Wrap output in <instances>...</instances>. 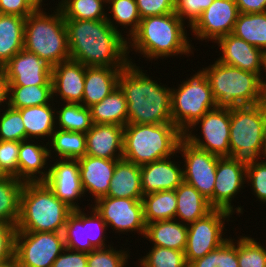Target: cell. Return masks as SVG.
<instances>
[{
	"label": "cell",
	"mask_w": 266,
	"mask_h": 267,
	"mask_svg": "<svg viewBox=\"0 0 266 267\" xmlns=\"http://www.w3.org/2000/svg\"><path fill=\"white\" fill-rule=\"evenodd\" d=\"M70 59L87 67H126L127 37L105 20H65Z\"/></svg>",
	"instance_id": "cell-1"
},
{
	"label": "cell",
	"mask_w": 266,
	"mask_h": 267,
	"mask_svg": "<svg viewBox=\"0 0 266 267\" xmlns=\"http://www.w3.org/2000/svg\"><path fill=\"white\" fill-rule=\"evenodd\" d=\"M118 86L127 101L128 123H173L171 87L158 84L140 66L129 63L121 70Z\"/></svg>",
	"instance_id": "cell-2"
},
{
	"label": "cell",
	"mask_w": 266,
	"mask_h": 267,
	"mask_svg": "<svg viewBox=\"0 0 266 267\" xmlns=\"http://www.w3.org/2000/svg\"><path fill=\"white\" fill-rule=\"evenodd\" d=\"M185 24L175 13L142 18L137 31L127 40L129 62L133 63L130 51L149 61L193 54Z\"/></svg>",
	"instance_id": "cell-3"
},
{
	"label": "cell",
	"mask_w": 266,
	"mask_h": 267,
	"mask_svg": "<svg viewBox=\"0 0 266 267\" xmlns=\"http://www.w3.org/2000/svg\"><path fill=\"white\" fill-rule=\"evenodd\" d=\"M73 212L57 198L44 181L25 182L20 195L17 231L63 232Z\"/></svg>",
	"instance_id": "cell-4"
},
{
	"label": "cell",
	"mask_w": 266,
	"mask_h": 267,
	"mask_svg": "<svg viewBox=\"0 0 266 267\" xmlns=\"http://www.w3.org/2000/svg\"><path fill=\"white\" fill-rule=\"evenodd\" d=\"M200 70L209 81L216 108L231 110L263 102L264 90L258 74L223 64L217 59Z\"/></svg>",
	"instance_id": "cell-5"
},
{
	"label": "cell",
	"mask_w": 266,
	"mask_h": 267,
	"mask_svg": "<svg viewBox=\"0 0 266 267\" xmlns=\"http://www.w3.org/2000/svg\"><path fill=\"white\" fill-rule=\"evenodd\" d=\"M183 133L173 123L124 126L123 159L144 165L173 156Z\"/></svg>",
	"instance_id": "cell-6"
},
{
	"label": "cell",
	"mask_w": 266,
	"mask_h": 267,
	"mask_svg": "<svg viewBox=\"0 0 266 267\" xmlns=\"http://www.w3.org/2000/svg\"><path fill=\"white\" fill-rule=\"evenodd\" d=\"M55 7L51 14L45 12V8L36 9L25 18L24 27V49L51 67L70 59L65 19Z\"/></svg>",
	"instance_id": "cell-7"
},
{
	"label": "cell",
	"mask_w": 266,
	"mask_h": 267,
	"mask_svg": "<svg viewBox=\"0 0 266 267\" xmlns=\"http://www.w3.org/2000/svg\"><path fill=\"white\" fill-rule=\"evenodd\" d=\"M229 145L230 157L246 168L264 159L266 109L263 103L230 110Z\"/></svg>",
	"instance_id": "cell-8"
},
{
	"label": "cell",
	"mask_w": 266,
	"mask_h": 267,
	"mask_svg": "<svg viewBox=\"0 0 266 267\" xmlns=\"http://www.w3.org/2000/svg\"><path fill=\"white\" fill-rule=\"evenodd\" d=\"M177 88H171L172 122L184 134L209 110L216 108L206 75L198 70Z\"/></svg>",
	"instance_id": "cell-9"
},
{
	"label": "cell",
	"mask_w": 266,
	"mask_h": 267,
	"mask_svg": "<svg viewBox=\"0 0 266 267\" xmlns=\"http://www.w3.org/2000/svg\"><path fill=\"white\" fill-rule=\"evenodd\" d=\"M65 249L63 232H16L15 259L23 267H52Z\"/></svg>",
	"instance_id": "cell-10"
},
{
	"label": "cell",
	"mask_w": 266,
	"mask_h": 267,
	"mask_svg": "<svg viewBox=\"0 0 266 267\" xmlns=\"http://www.w3.org/2000/svg\"><path fill=\"white\" fill-rule=\"evenodd\" d=\"M232 213L223 209H212L204 217L188 224L185 259L191 262L202 258L221 246L228 238L224 237L225 221H230ZM231 216V217H230Z\"/></svg>",
	"instance_id": "cell-11"
},
{
	"label": "cell",
	"mask_w": 266,
	"mask_h": 267,
	"mask_svg": "<svg viewBox=\"0 0 266 267\" xmlns=\"http://www.w3.org/2000/svg\"><path fill=\"white\" fill-rule=\"evenodd\" d=\"M89 207L91 210L87 214L84 207L73 210L68 216L63 230L66 248L89 253L110 246L105 242L108 237L106 223L91 205Z\"/></svg>",
	"instance_id": "cell-12"
},
{
	"label": "cell",
	"mask_w": 266,
	"mask_h": 267,
	"mask_svg": "<svg viewBox=\"0 0 266 267\" xmlns=\"http://www.w3.org/2000/svg\"><path fill=\"white\" fill-rule=\"evenodd\" d=\"M197 126L202 138L192 132ZM229 137L230 110L221 108L209 110L183 134L193 146L219 157H230Z\"/></svg>",
	"instance_id": "cell-13"
},
{
	"label": "cell",
	"mask_w": 266,
	"mask_h": 267,
	"mask_svg": "<svg viewBox=\"0 0 266 267\" xmlns=\"http://www.w3.org/2000/svg\"><path fill=\"white\" fill-rule=\"evenodd\" d=\"M177 153L184 159V182L194 186L213 208V191L219 156L201 150L187 140L179 141Z\"/></svg>",
	"instance_id": "cell-14"
},
{
	"label": "cell",
	"mask_w": 266,
	"mask_h": 267,
	"mask_svg": "<svg viewBox=\"0 0 266 267\" xmlns=\"http://www.w3.org/2000/svg\"><path fill=\"white\" fill-rule=\"evenodd\" d=\"M92 205L107 227H111L113 231L116 230L115 233L126 234L127 232L128 234V232L137 231L138 235H143L144 239L146 223L142 199L103 196L94 200Z\"/></svg>",
	"instance_id": "cell-15"
},
{
	"label": "cell",
	"mask_w": 266,
	"mask_h": 267,
	"mask_svg": "<svg viewBox=\"0 0 266 267\" xmlns=\"http://www.w3.org/2000/svg\"><path fill=\"white\" fill-rule=\"evenodd\" d=\"M235 0H214L190 26L193 36L205 42H216L220 37L232 34L239 16Z\"/></svg>",
	"instance_id": "cell-16"
},
{
	"label": "cell",
	"mask_w": 266,
	"mask_h": 267,
	"mask_svg": "<svg viewBox=\"0 0 266 267\" xmlns=\"http://www.w3.org/2000/svg\"><path fill=\"white\" fill-rule=\"evenodd\" d=\"M246 167L231 157H219L213 191V209H223L232 214H243L241 206L235 208L233 199L246 184ZM234 206V207H233ZM236 210V211H235Z\"/></svg>",
	"instance_id": "cell-17"
},
{
	"label": "cell",
	"mask_w": 266,
	"mask_h": 267,
	"mask_svg": "<svg viewBox=\"0 0 266 267\" xmlns=\"http://www.w3.org/2000/svg\"><path fill=\"white\" fill-rule=\"evenodd\" d=\"M50 164L44 182L54 195L73 210L81 209L78 199L85 197L81 185L79 162L77 159H54ZM52 165V166H51ZM77 201V202H76Z\"/></svg>",
	"instance_id": "cell-18"
},
{
	"label": "cell",
	"mask_w": 266,
	"mask_h": 267,
	"mask_svg": "<svg viewBox=\"0 0 266 267\" xmlns=\"http://www.w3.org/2000/svg\"><path fill=\"white\" fill-rule=\"evenodd\" d=\"M2 68L8 85H52V67L24 48Z\"/></svg>",
	"instance_id": "cell-19"
},
{
	"label": "cell",
	"mask_w": 266,
	"mask_h": 267,
	"mask_svg": "<svg viewBox=\"0 0 266 267\" xmlns=\"http://www.w3.org/2000/svg\"><path fill=\"white\" fill-rule=\"evenodd\" d=\"M86 66L69 59L52 67L53 97L62 103L82 104Z\"/></svg>",
	"instance_id": "cell-20"
},
{
	"label": "cell",
	"mask_w": 266,
	"mask_h": 267,
	"mask_svg": "<svg viewBox=\"0 0 266 267\" xmlns=\"http://www.w3.org/2000/svg\"><path fill=\"white\" fill-rule=\"evenodd\" d=\"M215 43L222 51L219 62L262 76L264 52L233 34L220 37Z\"/></svg>",
	"instance_id": "cell-21"
},
{
	"label": "cell",
	"mask_w": 266,
	"mask_h": 267,
	"mask_svg": "<svg viewBox=\"0 0 266 267\" xmlns=\"http://www.w3.org/2000/svg\"><path fill=\"white\" fill-rule=\"evenodd\" d=\"M177 152L170 157L156 160L140 166L141 172V189L143 195L164 191L175 190L183 181V166L175 160ZM182 168H181V167Z\"/></svg>",
	"instance_id": "cell-22"
},
{
	"label": "cell",
	"mask_w": 266,
	"mask_h": 267,
	"mask_svg": "<svg viewBox=\"0 0 266 267\" xmlns=\"http://www.w3.org/2000/svg\"><path fill=\"white\" fill-rule=\"evenodd\" d=\"M77 160L84 194H91V198H95V200L107 196L116 162L120 159H106L85 155Z\"/></svg>",
	"instance_id": "cell-23"
},
{
	"label": "cell",
	"mask_w": 266,
	"mask_h": 267,
	"mask_svg": "<svg viewBox=\"0 0 266 267\" xmlns=\"http://www.w3.org/2000/svg\"><path fill=\"white\" fill-rule=\"evenodd\" d=\"M86 134V155L106 159L123 158L124 126L93 124Z\"/></svg>",
	"instance_id": "cell-24"
},
{
	"label": "cell",
	"mask_w": 266,
	"mask_h": 267,
	"mask_svg": "<svg viewBox=\"0 0 266 267\" xmlns=\"http://www.w3.org/2000/svg\"><path fill=\"white\" fill-rule=\"evenodd\" d=\"M38 141L42 142L38 144ZM24 140L19 149V179L23 182L44 181L49 172V147L43 141ZM34 142V143H33ZM42 144V145H41ZM48 168V169H47Z\"/></svg>",
	"instance_id": "cell-25"
},
{
	"label": "cell",
	"mask_w": 266,
	"mask_h": 267,
	"mask_svg": "<svg viewBox=\"0 0 266 267\" xmlns=\"http://www.w3.org/2000/svg\"><path fill=\"white\" fill-rule=\"evenodd\" d=\"M125 67H87L82 105L89 108L108 96L116 87Z\"/></svg>",
	"instance_id": "cell-26"
},
{
	"label": "cell",
	"mask_w": 266,
	"mask_h": 267,
	"mask_svg": "<svg viewBox=\"0 0 266 267\" xmlns=\"http://www.w3.org/2000/svg\"><path fill=\"white\" fill-rule=\"evenodd\" d=\"M108 197L142 199L140 165L120 159L110 181Z\"/></svg>",
	"instance_id": "cell-27"
},
{
	"label": "cell",
	"mask_w": 266,
	"mask_h": 267,
	"mask_svg": "<svg viewBox=\"0 0 266 267\" xmlns=\"http://www.w3.org/2000/svg\"><path fill=\"white\" fill-rule=\"evenodd\" d=\"M54 99L50 104L18 109L26 130V140L35 138L37 141L39 138L45 141L47 137L49 142L56 129L57 108H55Z\"/></svg>",
	"instance_id": "cell-28"
},
{
	"label": "cell",
	"mask_w": 266,
	"mask_h": 267,
	"mask_svg": "<svg viewBox=\"0 0 266 267\" xmlns=\"http://www.w3.org/2000/svg\"><path fill=\"white\" fill-rule=\"evenodd\" d=\"M187 234V224L171 219L146 224L144 237L150 243L153 242L152 246L185 251Z\"/></svg>",
	"instance_id": "cell-29"
},
{
	"label": "cell",
	"mask_w": 266,
	"mask_h": 267,
	"mask_svg": "<svg viewBox=\"0 0 266 267\" xmlns=\"http://www.w3.org/2000/svg\"><path fill=\"white\" fill-rule=\"evenodd\" d=\"M177 208L175 219L184 224L195 222L213 208L208 200L192 185L182 182L176 189Z\"/></svg>",
	"instance_id": "cell-30"
},
{
	"label": "cell",
	"mask_w": 266,
	"mask_h": 267,
	"mask_svg": "<svg viewBox=\"0 0 266 267\" xmlns=\"http://www.w3.org/2000/svg\"><path fill=\"white\" fill-rule=\"evenodd\" d=\"M25 18L0 14V68L24 48Z\"/></svg>",
	"instance_id": "cell-31"
},
{
	"label": "cell",
	"mask_w": 266,
	"mask_h": 267,
	"mask_svg": "<svg viewBox=\"0 0 266 267\" xmlns=\"http://www.w3.org/2000/svg\"><path fill=\"white\" fill-rule=\"evenodd\" d=\"M89 109L93 124L126 126L128 123L127 101L119 86Z\"/></svg>",
	"instance_id": "cell-32"
},
{
	"label": "cell",
	"mask_w": 266,
	"mask_h": 267,
	"mask_svg": "<svg viewBox=\"0 0 266 267\" xmlns=\"http://www.w3.org/2000/svg\"><path fill=\"white\" fill-rule=\"evenodd\" d=\"M145 223L175 219L177 199L175 190L157 191L143 195Z\"/></svg>",
	"instance_id": "cell-33"
},
{
	"label": "cell",
	"mask_w": 266,
	"mask_h": 267,
	"mask_svg": "<svg viewBox=\"0 0 266 267\" xmlns=\"http://www.w3.org/2000/svg\"><path fill=\"white\" fill-rule=\"evenodd\" d=\"M49 156L58 159H78L86 155V134L56 128L48 142Z\"/></svg>",
	"instance_id": "cell-34"
},
{
	"label": "cell",
	"mask_w": 266,
	"mask_h": 267,
	"mask_svg": "<svg viewBox=\"0 0 266 267\" xmlns=\"http://www.w3.org/2000/svg\"><path fill=\"white\" fill-rule=\"evenodd\" d=\"M232 34L266 52V12L239 13Z\"/></svg>",
	"instance_id": "cell-35"
},
{
	"label": "cell",
	"mask_w": 266,
	"mask_h": 267,
	"mask_svg": "<svg viewBox=\"0 0 266 267\" xmlns=\"http://www.w3.org/2000/svg\"><path fill=\"white\" fill-rule=\"evenodd\" d=\"M52 101V85H8V105L12 108L46 105Z\"/></svg>",
	"instance_id": "cell-36"
},
{
	"label": "cell",
	"mask_w": 266,
	"mask_h": 267,
	"mask_svg": "<svg viewBox=\"0 0 266 267\" xmlns=\"http://www.w3.org/2000/svg\"><path fill=\"white\" fill-rule=\"evenodd\" d=\"M107 7L109 13L106 17L108 23L121 35L122 30L118 27L128 29L127 40L131 37L139 28L141 17L138 11V6L135 0H108ZM112 14L110 17L109 14ZM112 18V19H111ZM117 24V25H116ZM129 27V28H128ZM121 31V32H120Z\"/></svg>",
	"instance_id": "cell-37"
},
{
	"label": "cell",
	"mask_w": 266,
	"mask_h": 267,
	"mask_svg": "<svg viewBox=\"0 0 266 267\" xmlns=\"http://www.w3.org/2000/svg\"><path fill=\"white\" fill-rule=\"evenodd\" d=\"M24 183L11 176L0 181V222L17 225L20 215V195Z\"/></svg>",
	"instance_id": "cell-38"
},
{
	"label": "cell",
	"mask_w": 266,
	"mask_h": 267,
	"mask_svg": "<svg viewBox=\"0 0 266 267\" xmlns=\"http://www.w3.org/2000/svg\"><path fill=\"white\" fill-rule=\"evenodd\" d=\"M56 128L66 131L86 133L93 125L90 109L82 104L58 102ZM63 105V106H62Z\"/></svg>",
	"instance_id": "cell-39"
},
{
	"label": "cell",
	"mask_w": 266,
	"mask_h": 267,
	"mask_svg": "<svg viewBox=\"0 0 266 267\" xmlns=\"http://www.w3.org/2000/svg\"><path fill=\"white\" fill-rule=\"evenodd\" d=\"M106 6L103 0H61L57 4L65 20H105Z\"/></svg>",
	"instance_id": "cell-40"
},
{
	"label": "cell",
	"mask_w": 266,
	"mask_h": 267,
	"mask_svg": "<svg viewBox=\"0 0 266 267\" xmlns=\"http://www.w3.org/2000/svg\"><path fill=\"white\" fill-rule=\"evenodd\" d=\"M234 241L229 237L221 246L191 262L188 267H239L237 242Z\"/></svg>",
	"instance_id": "cell-41"
},
{
	"label": "cell",
	"mask_w": 266,
	"mask_h": 267,
	"mask_svg": "<svg viewBox=\"0 0 266 267\" xmlns=\"http://www.w3.org/2000/svg\"><path fill=\"white\" fill-rule=\"evenodd\" d=\"M147 255L138 260V267H188L184 251L151 246Z\"/></svg>",
	"instance_id": "cell-42"
},
{
	"label": "cell",
	"mask_w": 266,
	"mask_h": 267,
	"mask_svg": "<svg viewBox=\"0 0 266 267\" xmlns=\"http://www.w3.org/2000/svg\"><path fill=\"white\" fill-rule=\"evenodd\" d=\"M237 258L239 267H266V247L250 236H239Z\"/></svg>",
	"instance_id": "cell-43"
},
{
	"label": "cell",
	"mask_w": 266,
	"mask_h": 267,
	"mask_svg": "<svg viewBox=\"0 0 266 267\" xmlns=\"http://www.w3.org/2000/svg\"><path fill=\"white\" fill-rule=\"evenodd\" d=\"M0 140L18 142L26 140V130L20 111L9 105L0 111Z\"/></svg>",
	"instance_id": "cell-44"
},
{
	"label": "cell",
	"mask_w": 266,
	"mask_h": 267,
	"mask_svg": "<svg viewBox=\"0 0 266 267\" xmlns=\"http://www.w3.org/2000/svg\"><path fill=\"white\" fill-rule=\"evenodd\" d=\"M120 248L122 249L116 250L110 244L87 253V267H126L129 264L130 252L126 248Z\"/></svg>",
	"instance_id": "cell-45"
},
{
	"label": "cell",
	"mask_w": 266,
	"mask_h": 267,
	"mask_svg": "<svg viewBox=\"0 0 266 267\" xmlns=\"http://www.w3.org/2000/svg\"><path fill=\"white\" fill-rule=\"evenodd\" d=\"M246 182L248 186L250 184L256 199L266 203V159L247 167Z\"/></svg>",
	"instance_id": "cell-46"
},
{
	"label": "cell",
	"mask_w": 266,
	"mask_h": 267,
	"mask_svg": "<svg viewBox=\"0 0 266 267\" xmlns=\"http://www.w3.org/2000/svg\"><path fill=\"white\" fill-rule=\"evenodd\" d=\"M214 0H175L174 13L190 27ZM188 19V20H187Z\"/></svg>",
	"instance_id": "cell-47"
},
{
	"label": "cell",
	"mask_w": 266,
	"mask_h": 267,
	"mask_svg": "<svg viewBox=\"0 0 266 267\" xmlns=\"http://www.w3.org/2000/svg\"><path fill=\"white\" fill-rule=\"evenodd\" d=\"M19 149L18 141L0 140V164L9 176L17 179H19Z\"/></svg>",
	"instance_id": "cell-48"
},
{
	"label": "cell",
	"mask_w": 266,
	"mask_h": 267,
	"mask_svg": "<svg viewBox=\"0 0 266 267\" xmlns=\"http://www.w3.org/2000/svg\"><path fill=\"white\" fill-rule=\"evenodd\" d=\"M16 225L0 222V264L15 258Z\"/></svg>",
	"instance_id": "cell-49"
},
{
	"label": "cell",
	"mask_w": 266,
	"mask_h": 267,
	"mask_svg": "<svg viewBox=\"0 0 266 267\" xmlns=\"http://www.w3.org/2000/svg\"><path fill=\"white\" fill-rule=\"evenodd\" d=\"M141 19L174 13L175 0H135Z\"/></svg>",
	"instance_id": "cell-50"
},
{
	"label": "cell",
	"mask_w": 266,
	"mask_h": 267,
	"mask_svg": "<svg viewBox=\"0 0 266 267\" xmlns=\"http://www.w3.org/2000/svg\"><path fill=\"white\" fill-rule=\"evenodd\" d=\"M36 9L29 0H0V14L27 18Z\"/></svg>",
	"instance_id": "cell-51"
},
{
	"label": "cell",
	"mask_w": 266,
	"mask_h": 267,
	"mask_svg": "<svg viewBox=\"0 0 266 267\" xmlns=\"http://www.w3.org/2000/svg\"><path fill=\"white\" fill-rule=\"evenodd\" d=\"M52 267H87V253L66 248L56 258Z\"/></svg>",
	"instance_id": "cell-52"
},
{
	"label": "cell",
	"mask_w": 266,
	"mask_h": 267,
	"mask_svg": "<svg viewBox=\"0 0 266 267\" xmlns=\"http://www.w3.org/2000/svg\"><path fill=\"white\" fill-rule=\"evenodd\" d=\"M240 13L266 12V0H235Z\"/></svg>",
	"instance_id": "cell-53"
},
{
	"label": "cell",
	"mask_w": 266,
	"mask_h": 267,
	"mask_svg": "<svg viewBox=\"0 0 266 267\" xmlns=\"http://www.w3.org/2000/svg\"><path fill=\"white\" fill-rule=\"evenodd\" d=\"M8 105V82L3 68H0V110Z\"/></svg>",
	"instance_id": "cell-54"
},
{
	"label": "cell",
	"mask_w": 266,
	"mask_h": 267,
	"mask_svg": "<svg viewBox=\"0 0 266 267\" xmlns=\"http://www.w3.org/2000/svg\"><path fill=\"white\" fill-rule=\"evenodd\" d=\"M262 72L263 73L265 72V76H266V52H264V55H263V71ZM261 84H262L263 90H266V77H264V75L261 76Z\"/></svg>",
	"instance_id": "cell-55"
},
{
	"label": "cell",
	"mask_w": 266,
	"mask_h": 267,
	"mask_svg": "<svg viewBox=\"0 0 266 267\" xmlns=\"http://www.w3.org/2000/svg\"><path fill=\"white\" fill-rule=\"evenodd\" d=\"M4 267H23L15 258L9 262L4 263Z\"/></svg>",
	"instance_id": "cell-56"
},
{
	"label": "cell",
	"mask_w": 266,
	"mask_h": 267,
	"mask_svg": "<svg viewBox=\"0 0 266 267\" xmlns=\"http://www.w3.org/2000/svg\"><path fill=\"white\" fill-rule=\"evenodd\" d=\"M37 9H42V6L45 5L43 3L44 0H29ZM43 4V5H42Z\"/></svg>",
	"instance_id": "cell-57"
},
{
	"label": "cell",
	"mask_w": 266,
	"mask_h": 267,
	"mask_svg": "<svg viewBox=\"0 0 266 267\" xmlns=\"http://www.w3.org/2000/svg\"><path fill=\"white\" fill-rule=\"evenodd\" d=\"M9 177L10 176L6 173V171L3 169V167L0 164V181L8 179Z\"/></svg>",
	"instance_id": "cell-58"
},
{
	"label": "cell",
	"mask_w": 266,
	"mask_h": 267,
	"mask_svg": "<svg viewBox=\"0 0 266 267\" xmlns=\"http://www.w3.org/2000/svg\"><path fill=\"white\" fill-rule=\"evenodd\" d=\"M265 106L266 109V90H264V94H263V102H262Z\"/></svg>",
	"instance_id": "cell-59"
}]
</instances>
